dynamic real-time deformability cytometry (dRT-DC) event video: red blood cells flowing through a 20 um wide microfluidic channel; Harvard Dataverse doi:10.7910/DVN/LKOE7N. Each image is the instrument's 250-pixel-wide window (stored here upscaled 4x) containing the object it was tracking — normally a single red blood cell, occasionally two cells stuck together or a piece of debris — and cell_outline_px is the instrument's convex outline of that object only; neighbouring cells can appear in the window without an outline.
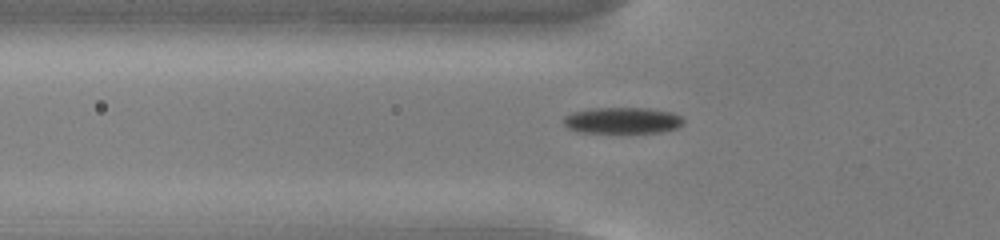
{"species": "common noctule bat (a hibernating species)", "species_latin": "Nyctalus noctula", "temperature_condition": "cold", "stored_images_in_passage": 56, "camera_frame_rate_fps": 3000, "um_per_image_px": 0.085, "animal": {"sex": "male", "body_mass_g": 13.0, "forearm_length_mm": 53.1}, "frame": {"image": 1, "passage_image": 20, "time_ms": 6.333, "image_size_px": [1000, 240], "cell_outline_px": [[684, 124], [676, 128], [660, 132], [584, 132], [568, 128], [564, 124], [564, 116], [572, 112], [592, 108], [648, 108], [672, 112], [680, 116], [684, 120]], "centroid_in_image_um": [52.92, 10.23], "position_along_channel_um": 72.9, "area_um2": 18.21}}
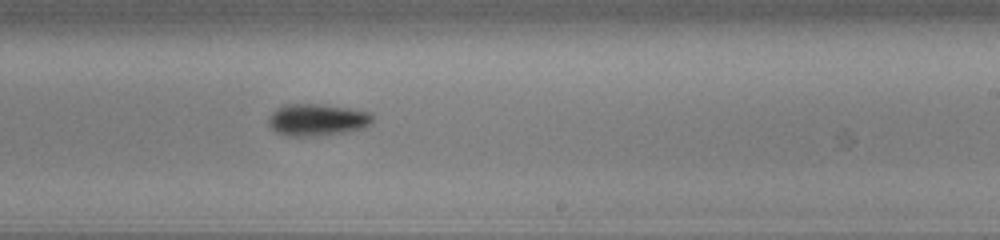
{"frame": {"image": 2, "passage_image": 35, "time_ms": 11.333, "image_size_px": [1000, 240], "cell_outline_px": [[372, 120], [364, 128], [344, 132], [320, 136], [284, 136], [276, 132], [268, 124], [268, 116], [276, 108], [284, 104], [320, 104], [348, 108], [368, 112], [372, 116]], "centroid_in_image_um": [26.89, 10.19], "position_along_channel_um": 262.1, "area_um2": 19.42}}
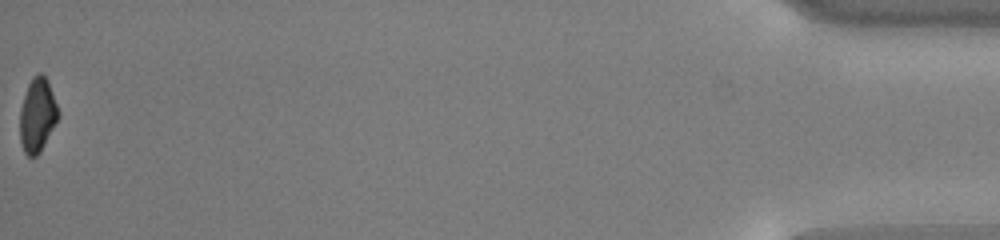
{"frame": {"image": 3, "passage_image": 56, "time_ms": 18.333, "image_size_px": [1000, 240], "cell_outline_px": [[60, 116], [40, 152], [36, 156], [28, 156], [24, 152], [20, 140], [20, 108], [28, 84], [32, 76], [36, 72], [40, 72], [48, 80], [60, 112]], "centroid_in_image_um": [3.19, 9.76], "position_along_channel_um": 432.0, "area_um2": 16.7}, "authors_computed_cell_mechanics": {"area_um2": 17.9758, "velocity_mm_per_s": 3.7967, "shape_relaxation_time_tau1_ms": 1.5989, "shape_relaxation_time_tau2_ms": null, "deformation_change_tau1": 0.1038, "deformation_change_tau2": null}}